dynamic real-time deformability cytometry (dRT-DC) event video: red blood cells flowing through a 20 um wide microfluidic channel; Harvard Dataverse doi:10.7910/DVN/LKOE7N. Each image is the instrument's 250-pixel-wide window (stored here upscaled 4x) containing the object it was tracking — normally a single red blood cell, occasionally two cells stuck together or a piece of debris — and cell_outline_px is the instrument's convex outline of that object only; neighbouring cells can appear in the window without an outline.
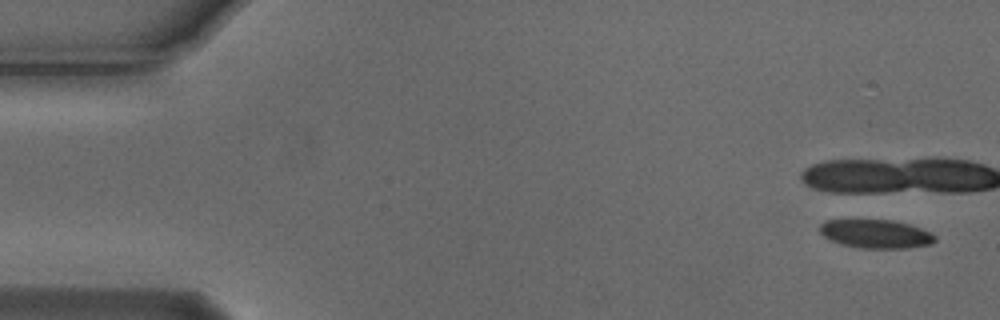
{"species": "Egyptian fruit bat (a non-hibernating species)", "species_latin": "Rousettus aegyptiacus", "temperature_condition": "cold", "stored_images_in_passage": 5, "camera_frame_rate_fps": 3000, "um_per_image_px": 0.085, "animal": {"sex": "male"}, "frame": {"image": 1, "passage_image": 1, "time_ms": 0.0, "image_size_px": [1000, 320], "cell_outline_px": [[936, 240], [932, 244], [908, 248], [860, 248], [840, 244], [824, 236], [820, 232], [820, 224], [824, 220], [892, 220], [908, 224], [920, 228], [936, 236]], "centroid_in_image_um": [74.44, 19.88], "position_along_channel_um": 10.6, "area_um2": 19.13}}
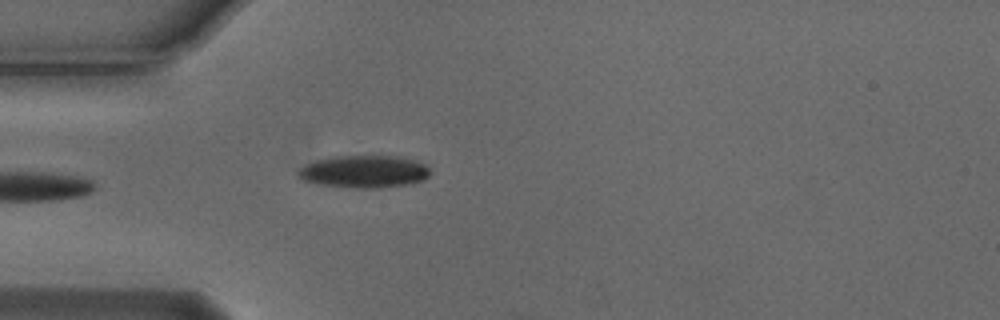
{"frame": {"image": 2, "passage_image": 5, "time_ms": 1.333, "image_size_px": [1000, 320], "cell_outline_px": [[432, 172], [424, 180], [412, 184], [380, 188], [352, 188], [316, 184], [304, 180], [296, 172], [300, 168], [316, 160], [336, 156], [396, 156], [416, 160], [424, 164]], "centroid_in_image_um": [30.99, 14.6], "position_along_channel_um": 54.0, "area_um2": 25.09}}